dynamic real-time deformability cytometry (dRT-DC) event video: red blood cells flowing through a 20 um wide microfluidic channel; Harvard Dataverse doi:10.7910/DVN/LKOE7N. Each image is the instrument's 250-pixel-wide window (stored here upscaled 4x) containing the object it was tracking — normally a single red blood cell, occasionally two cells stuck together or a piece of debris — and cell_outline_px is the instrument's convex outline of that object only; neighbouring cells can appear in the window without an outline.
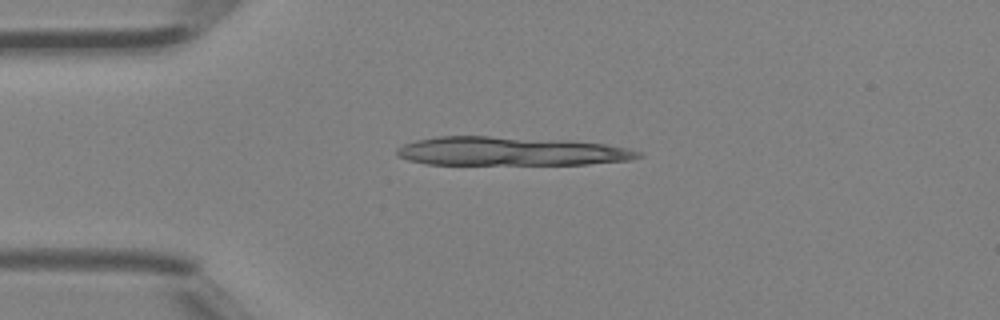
{"species": "Egyptian fruit bat (a non-hibernating species)", "species_latin": "Rousettus aegyptiacus", "temperature_condition": "room temperature", "stored_images_in_passage": 4, "segment_of_instrument_passage": [1, 2], "camera_frame_rate_fps": 3000, "um_per_image_px": 0.085, "animal": {"sex": "female"}, "frame": {"image": 1, "passage_image": 1, "time_ms": 0.0, "image_size_px": [1000, 320], "cell_outline_px": [[644, 156], [628, 160], [588, 164], [428, 164], [408, 160], [396, 156], [396, 148], [404, 144], [416, 140], [436, 136], [488, 136], [572, 140], [604, 144], [628, 148], [644, 152]], "centroid_in_image_um": [43.43, 12.85], "position_along_channel_um": 41.6, "area_um2": 40.75}}